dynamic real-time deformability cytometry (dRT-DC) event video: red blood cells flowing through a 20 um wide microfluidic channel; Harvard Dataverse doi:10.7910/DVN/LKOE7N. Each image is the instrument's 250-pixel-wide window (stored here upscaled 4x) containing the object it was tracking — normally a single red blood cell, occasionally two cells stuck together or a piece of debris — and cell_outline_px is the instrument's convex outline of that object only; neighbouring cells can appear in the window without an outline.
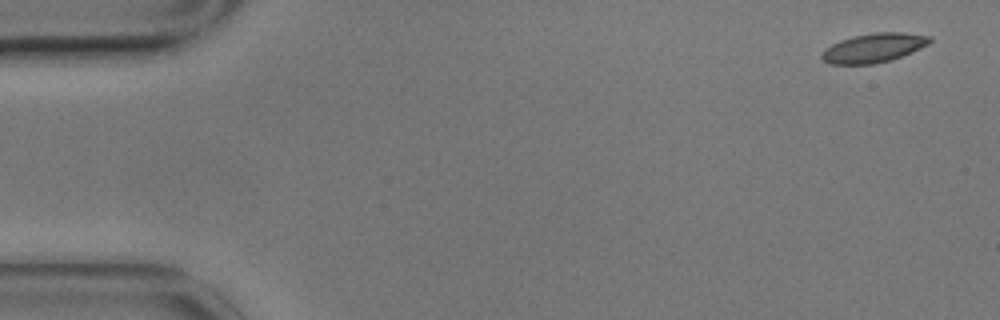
{"species": "common noctule bat (a hibernating species)", "species_latin": "Nyctalus noctula", "temperature_condition": "cold", "stored_images_in_passage": 5, "camera_frame_rate_fps": 3000, "um_per_image_px": 0.085, "animal": {"sex": "male", "body_mass_g": 17.9}, "frame": {"image": 1, "passage_image": 1, "time_ms": 0.0, "image_size_px": [1000, 320], "cell_outline_px": [[932, 40], [928, 44], [912, 52], [892, 60], [876, 64], [828, 64], [820, 56], [832, 44], [840, 40], [852, 36], [876, 32], [904, 32], [932, 36]], "centroid_in_image_um": [74.3, 4.07], "position_along_channel_um": 10.7, "area_um2": 18.38}}
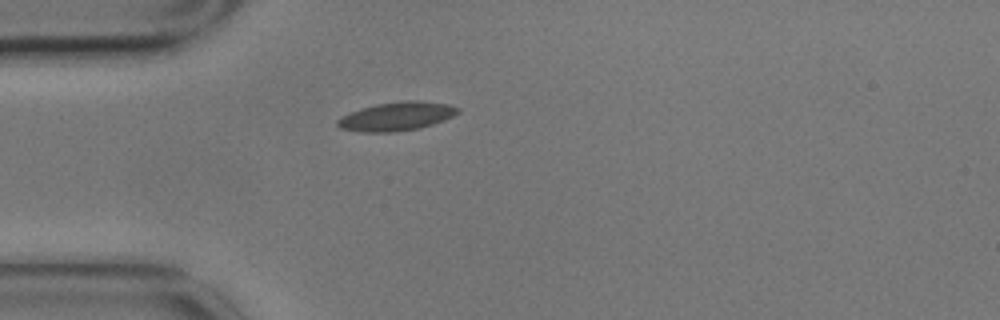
{"frame": {"image": 2, "passage_image": 4, "time_ms": 1.0, "image_size_px": [1000, 320], "cell_outline_px": [[460, 112], [444, 120], [420, 128], [396, 132], [360, 132], [340, 128], [336, 124], [336, 120], [352, 112], [376, 104], [404, 100], [416, 100], [448, 104], [460, 108]], "centroid_in_image_um": [33.74, 9.89], "position_along_channel_um": 51.3, "area_um2": 20.0}}